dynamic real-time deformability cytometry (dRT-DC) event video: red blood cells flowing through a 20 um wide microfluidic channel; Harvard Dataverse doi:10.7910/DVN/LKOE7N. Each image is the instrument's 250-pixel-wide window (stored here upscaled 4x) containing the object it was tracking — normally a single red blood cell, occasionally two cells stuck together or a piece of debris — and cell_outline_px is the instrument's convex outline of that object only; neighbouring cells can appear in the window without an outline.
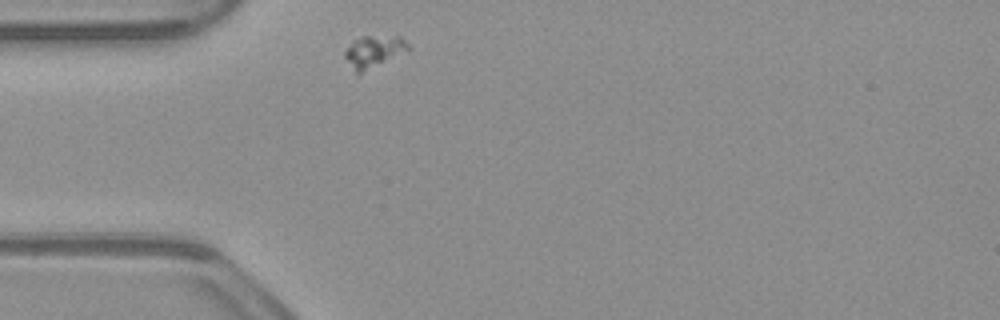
{"species": "common noctule bat (a hibernating species)", "species_latin": "Nyctalus noctula", "temperature_condition": "warm", "stored_images_in_passage": 33, "camera_frame_rate_fps": 3000, "um_per_image_px": 0.085, "animal": {"sex": "male", "body_mass_g": 23.1, "forearm_length_mm": 52.7}, "frame": {"image": 1, "passage_image": 1, "time_ms": 0.0, "image_size_px": [1000, 320], "cell_outline_px": [[412, 48], [360, 72], [356, 72], [344, 56], [344, 52], [352, 40], [364, 36], [400, 36]], "centroid_in_image_um": [31.76, 4.31], "position_along_channel_um": 53.2, "area_um2": 11.21}}
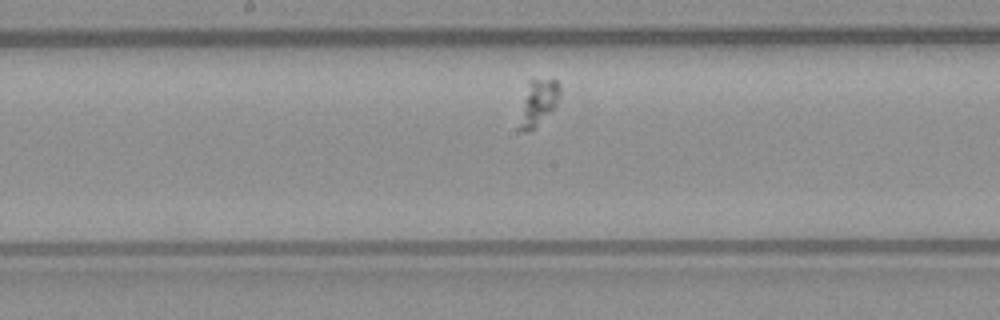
{"frame": {"image": 2, "passage_image": 14, "time_ms": 4.333, "image_size_px": [1000, 320], "cell_outline_px": [[560, 92], [552, 108], [528, 132], [520, 132], [516, 128], [528, 80], [556, 80], [560, 84]], "centroid_in_image_um": [45.66, 8.73], "position_along_channel_um": 202.5, "area_um2": 10.4}}
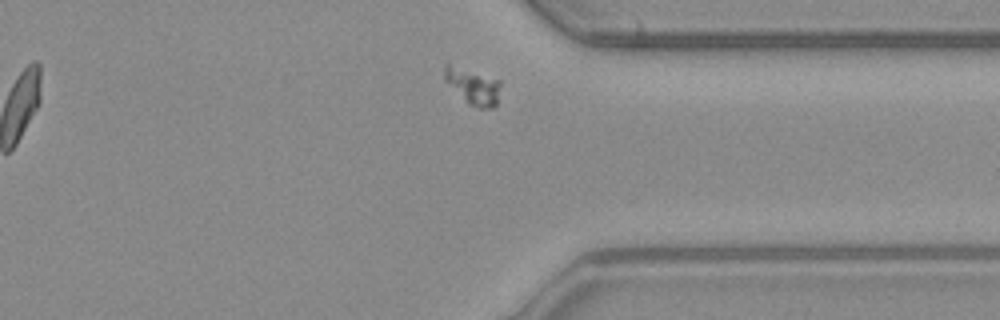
{"frame": {"image": 3, "passage_image": 28, "time_ms": 9.0, "image_size_px": [1000, 320], "cell_outline_px": [[500, 84], [496, 104], [492, 108], [480, 108], [468, 104], [444, 80], [444, 64], [448, 64], [500, 80]], "centroid_in_image_um": [40.18, 7.35], "position_along_channel_um": 371.2, "area_um2": 11.39}}